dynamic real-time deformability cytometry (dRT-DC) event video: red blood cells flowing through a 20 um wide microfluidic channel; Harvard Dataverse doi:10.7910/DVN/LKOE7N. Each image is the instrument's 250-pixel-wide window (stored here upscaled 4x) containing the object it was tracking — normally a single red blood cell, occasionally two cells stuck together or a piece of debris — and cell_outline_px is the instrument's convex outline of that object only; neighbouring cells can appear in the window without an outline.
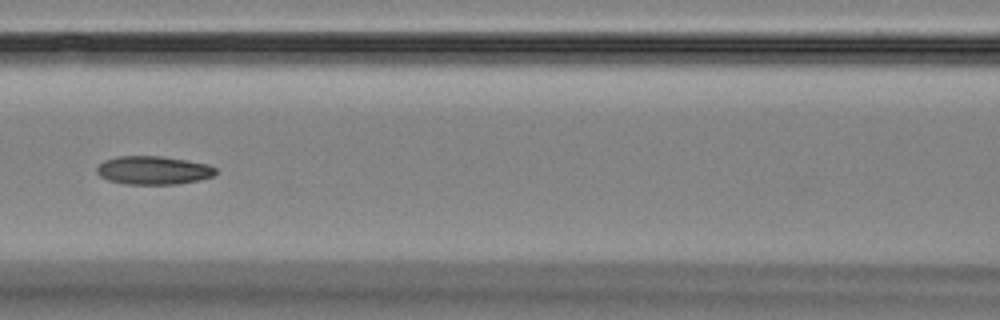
{"species": "Egyptian fruit bat (a non-hibernating species)", "species_latin": "Rousettus aegyptiacus", "temperature_condition": "room temperature", "stored_images_in_passage": 9, "camera_frame_rate_fps": 3000, "um_per_image_px": 0.085, "animal": {"sex": "female"}, "frame": {"image": 1, "passage_image": 6, "time_ms": 5.667, "image_size_px": [1000, 320], "cell_outline_px": [[216, 172], [212, 176], [196, 180], [176, 184], [124, 184], [108, 180], [100, 176], [96, 172], [96, 168], [104, 160], [116, 156], [160, 156], [208, 164], [216, 168]], "centroid_in_image_um": [12.98, 14.47], "position_along_channel_um": 153.6, "area_um2": 19.54}}
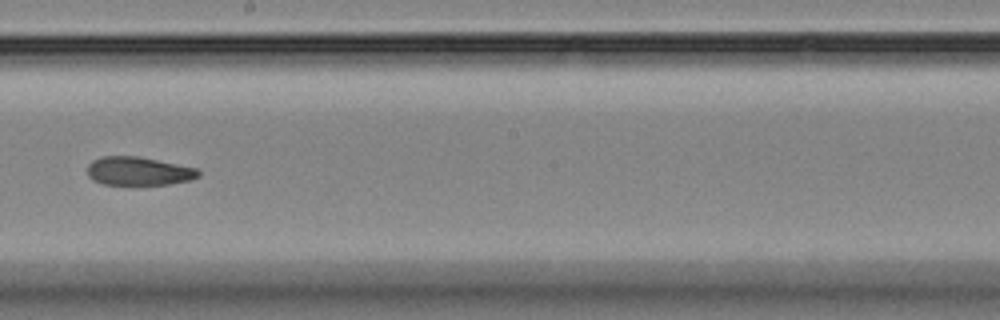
{"frame": {"image": 2, "passage_image": 8, "time_ms": 8.0, "image_size_px": [1000, 320], "cell_outline_px": [[200, 176], [192, 180], [168, 184], [104, 184], [92, 180], [88, 176], [88, 164], [92, 160], [100, 156], [136, 156], [196, 168], [200, 172]], "centroid_in_image_um": [11.76, 14.54], "position_along_channel_um": 236.4, "area_um2": 18.32}}
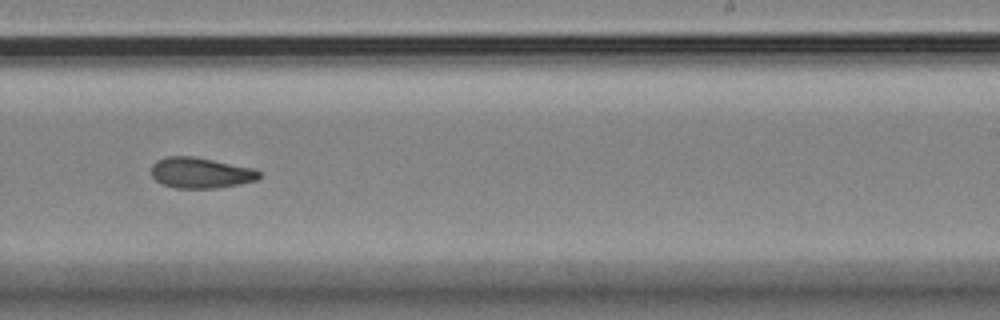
{"frame": {"image": 3, "passage_image": 9, "time_ms": 9.0, "image_size_px": [1000, 320], "cell_outline_px": [[260, 176], [256, 180], [240, 184], [220, 188], [176, 188], [164, 184], [156, 180], [152, 176], [152, 164], [156, 160], [164, 156], [192, 156], [256, 168], [260, 172]], "centroid_in_image_um": [17.07, 14.68], "position_along_channel_um": 271.9, "area_um2": 19.42}}